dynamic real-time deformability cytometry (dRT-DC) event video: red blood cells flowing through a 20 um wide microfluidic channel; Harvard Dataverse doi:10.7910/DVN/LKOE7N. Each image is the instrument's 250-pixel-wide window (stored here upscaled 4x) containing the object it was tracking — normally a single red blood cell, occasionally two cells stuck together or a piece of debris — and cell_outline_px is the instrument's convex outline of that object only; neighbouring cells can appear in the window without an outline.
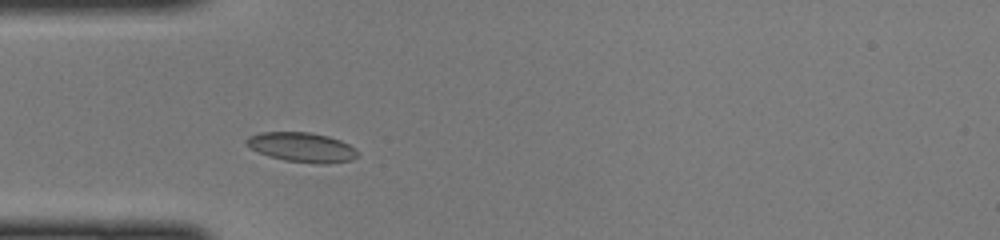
{"species": "common noctule bat (a hibernating species)", "species_latin": "Nyctalus noctula", "temperature_condition": "cold", "stored_images_in_passage": 37, "camera_frame_rate_fps": 3000, "um_per_image_px": 0.085, "animal": {"sex": "female", "body_mass_g": 22.0, "forearm_length_mm": 56.7}, "frame": {"image": 1, "passage_image": 4, "time_ms": 1.0, "image_size_px": [1000, 240], "cell_outline_px": [[360, 156], [352, 160], [324, 164], [316, 164], [284, 160], [268, 156], [244, 144], [244, 140], [248, 136], [260, 132], [312, 132], [328, 136], [340, 140], [356, 148], [360, 152]], "centroid_in_image_um": [25.69, 12.52], "position_along_channel_um": 59.3, "area_um2": 19.48}}
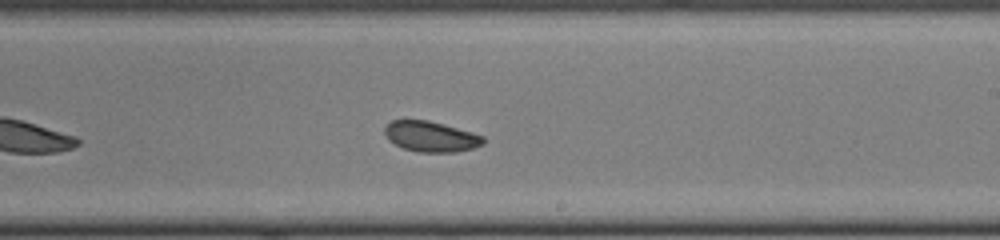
{"frame": {"image": 2, "passage_image": 18, "time_ms": 5.667, "image_size_px": [1000, 240], "cell_outline_px": [[484, 144], [472, 148], [456, 152], [416, 152], [404, 148], [388, 140], [384, 132], [384, 128], [392, 120], [428, 120], [444, 124], [472, 132], [484, 136]], "centroid_in_image_um": [36.63, 11.6], "position_along_channel_um": 252.4, "area_um2": 17.51}}
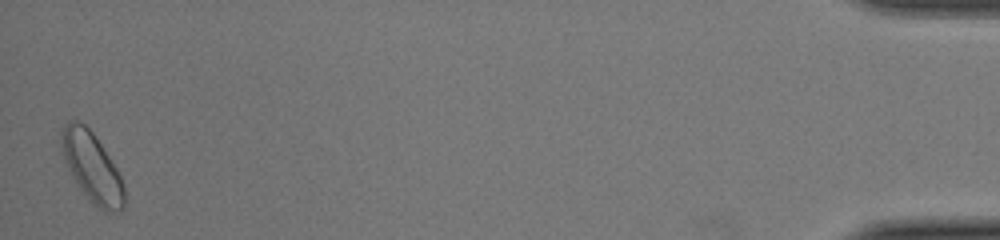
{"frame": {"image": 3, "passage_image": 37, "time_ms": 12.0, "image_size_px": [1000, 240], "cell_outline_px": [[124, 208], [120, 212], [104, 212], [80, 188], [72, 176], [64, 160], [60, 144], [60, 132], [64, 124], [68, 120], [76, 120], [84, 124], [92, 132], [104, 148], [116, 168], [124, 184]], "centroid_in_image_um": [7.81, 14.18], "position_along_channel_um": 427.4, "area_um2": 25.26}}